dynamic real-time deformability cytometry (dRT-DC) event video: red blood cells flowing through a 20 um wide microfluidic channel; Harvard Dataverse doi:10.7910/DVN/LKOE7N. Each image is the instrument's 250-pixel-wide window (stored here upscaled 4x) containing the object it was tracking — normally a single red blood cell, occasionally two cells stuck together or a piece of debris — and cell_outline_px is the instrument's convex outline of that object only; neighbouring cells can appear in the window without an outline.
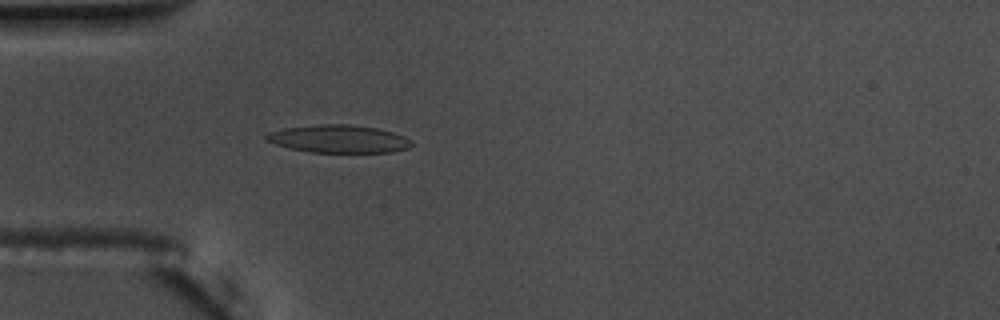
{"species": "common noctule bat (a hibernating species)", "species_latin": "Nyctalus noctula", "temperature_condition": "warm", "stored_images_in_passage": 56, "camera_frame_rate_fps": 3000, "um_per_image_px": 0.085, "animal": {"sex": "male", "body_mass_g": 17.5, "forearm_length_mm": 52.3}, "frame": {"image": 1, "passage_image": 17, "time_ms": 5.333, "image_size_px": [1000, 320], "cell_outline_px": [[412, 144], [408, 148], [392, 152], [308, 152], [288, 148], [264, 140], [264, 136], [268, 132], [284, 128], [316, 124], [348, 124], [376, 128], [392, 132], [404, 136], [412, 140]], "centroid_in_image_um": [28.75, 11.8], "position_along_channel_um": 56.3, "area_um2": 23.64}}
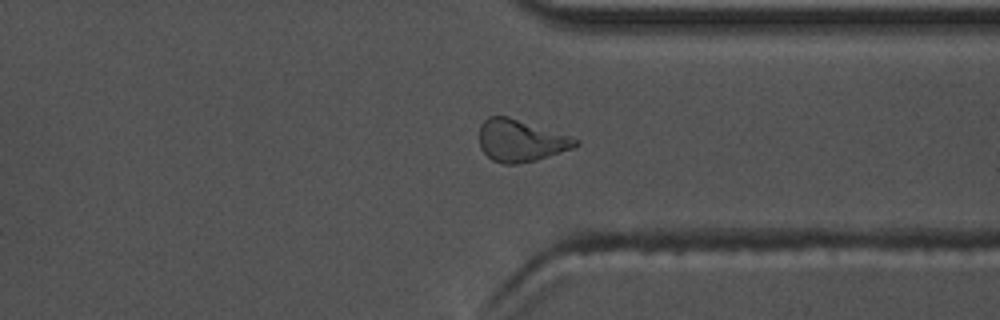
{"frame": {"image": 2, "passage_image": 43, "time_ms": 14.0, "image_size_px": [1000, 320], "cell_outline_px": [[580, 144], [572, 148], [536, 160], [516, 164], [504, 164], [492, 160], [480, 148], [480, 124], [488, 116], [508, 116], [580, 140]], "centroid_in_image_um": [44.22, 11.95], "position_along_channel_um": 367.2, "area_um2": 23.24}}
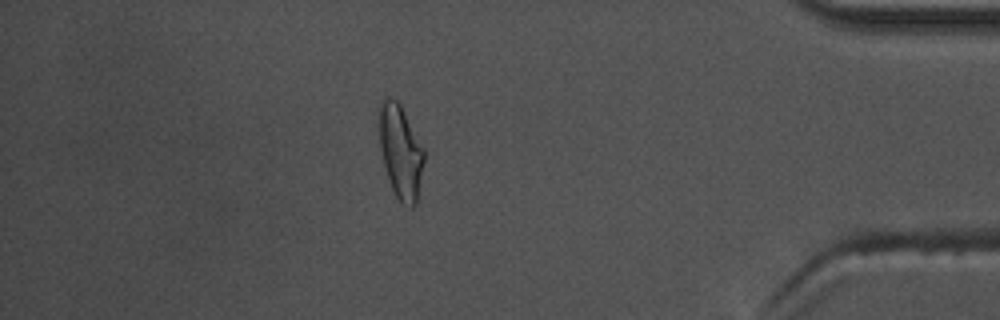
{"frame": {"image": 3, "passage_image": 49, "time_ms": 16.0, "image_size_px": [1000, 320], "cell_outline_px": [[424, 160], [416, 204], [412, 208], [404, 204], [396, 196], [392, 188], [384, 168], [380, 148], [376, 108], [384, 96], [388, 96], [396, 100], [400, 104], [424, 148]], "centroid_in_image_um": [34.0, 12.81], "position_along_channel_um": 401.2, "area_um2": 24.91}, "authors_computed_cell_mechanics": {"area_um2": 22.5709, "velocity_mm_per_s": 3.6659, "shape_relaxation_time_tau1_ms": 9.9709, "shape_relaxation_time_tau2_ms": 3.0704, "deformation_change_tau1": 0.2473, "deformation_change_tau2": 0.1147}}